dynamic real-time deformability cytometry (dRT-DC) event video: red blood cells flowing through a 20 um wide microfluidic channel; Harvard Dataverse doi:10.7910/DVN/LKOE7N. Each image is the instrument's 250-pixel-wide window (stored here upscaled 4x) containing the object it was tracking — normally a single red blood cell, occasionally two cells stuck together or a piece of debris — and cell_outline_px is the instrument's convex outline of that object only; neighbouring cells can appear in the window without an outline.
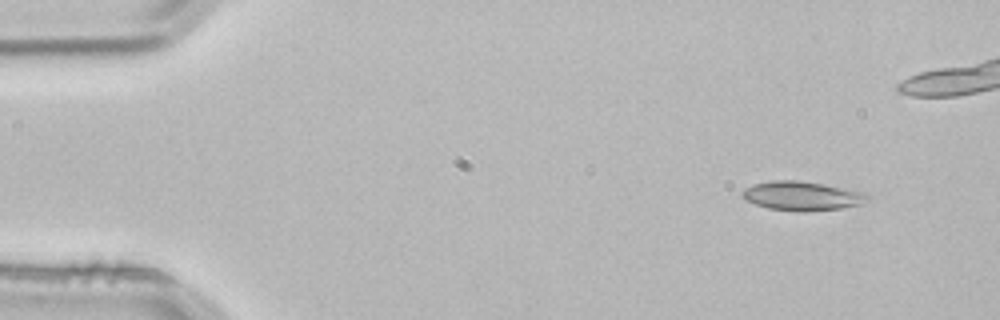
{"species": "common noctule bat (a hibernating species)", "species_latin": "Nyctalus noctula", "temperature_condition": "room temperature", "stored_images_in_passage": 3, "camera_frame_rate_fps": 3000, "um_per_image_px": 0.085, "animal": {"sex": "male", "body_mass_g": 21.5, "forearm_length_mm": 52.0}, "frame": {"image": 1, "passage_image": 1, "time_ms": 0.0, "image_size_px": [1000, 320], "cell_outline_px": [[868, 200], [860, 204], [840, 208], [804, 212], [800, 212], [768, 208], [744, 200], [740, 192], [744, 188], [752, 184], [772, 180], [800, 180], [864, 192], [868, 196]], "centroid_in_image_um": [68.1, 16.65], "position_along_channel_um": 16.9, "area_um2": 21.21}}